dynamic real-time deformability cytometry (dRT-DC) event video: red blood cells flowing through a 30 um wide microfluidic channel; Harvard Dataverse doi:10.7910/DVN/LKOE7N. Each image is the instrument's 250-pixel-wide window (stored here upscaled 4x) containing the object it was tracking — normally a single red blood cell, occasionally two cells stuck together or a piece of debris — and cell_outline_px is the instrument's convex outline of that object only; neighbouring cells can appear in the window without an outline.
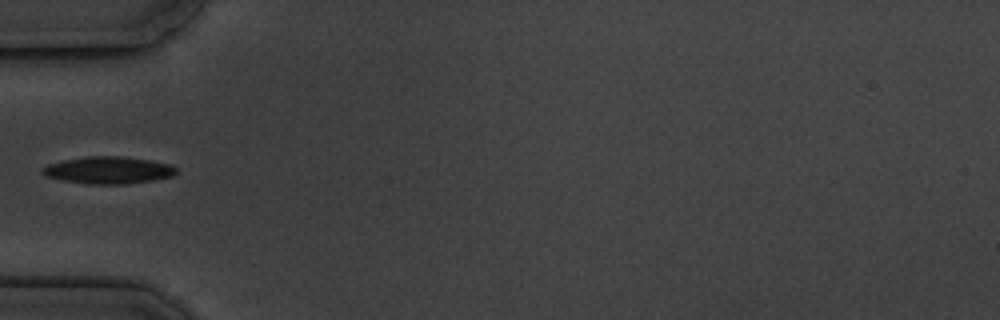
{"species": "common noctule bat (a hibernating species)", "species_latin": "Nyctalus noctula", "temperature_condition": "cold", "stored_images_in_passage": 8, "camera_frame_rate_fps": 3000, "um_per_image_px": 0.085, "animal": {"sex": "male", "body_mass_g": 19.5, "forearm_length_mm": 54.6}, "frame": {"image": 1, "passage_image": 4, "time_ms": 4.333, "image_size_px": [1000, 320], "cell_outline_px": [[176, 172], [172, 176], [152, 180], [124, 184], [88, 184], [64, 180], [44, 176], [40, 172], [40, 168], [48, 164], [64, 160], [88, 156], [120, 156], [148, 160], [172, 164], [176, 168]], "centroid_in_image_um": [9.17, 14.46], "position_along_channel_um": 75.8, "area_um2": 21.1}}
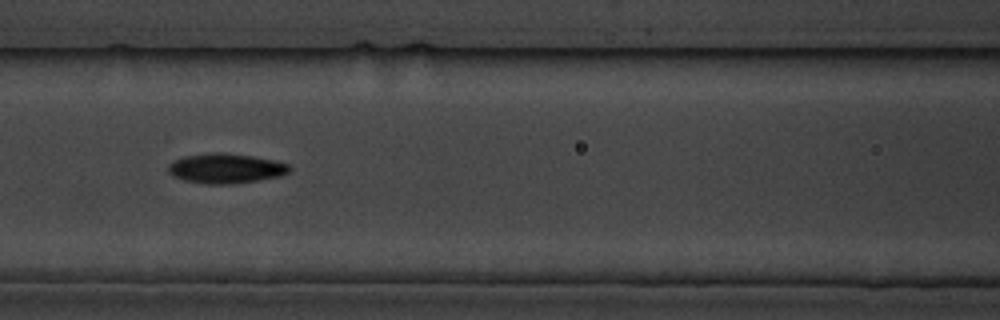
{"frame": {"image": 2, "passage_image": 6, "time_ms": 6.333, "image_size_px": [1000, 320], "cell_outline_px": [[292, 168], [288, 172], [280, 176], [232, 184], [204, 184], [184, 180], [172, 176], [168, 172], [168, 164], [184, 156], [212, 152], [220, 152], [252, 156], [272, 160], [288, 164]], "centroid_in_image_um": [19.16, 14.31], "position_along_channel_um": 147.4, "area_um2": 20.98}}